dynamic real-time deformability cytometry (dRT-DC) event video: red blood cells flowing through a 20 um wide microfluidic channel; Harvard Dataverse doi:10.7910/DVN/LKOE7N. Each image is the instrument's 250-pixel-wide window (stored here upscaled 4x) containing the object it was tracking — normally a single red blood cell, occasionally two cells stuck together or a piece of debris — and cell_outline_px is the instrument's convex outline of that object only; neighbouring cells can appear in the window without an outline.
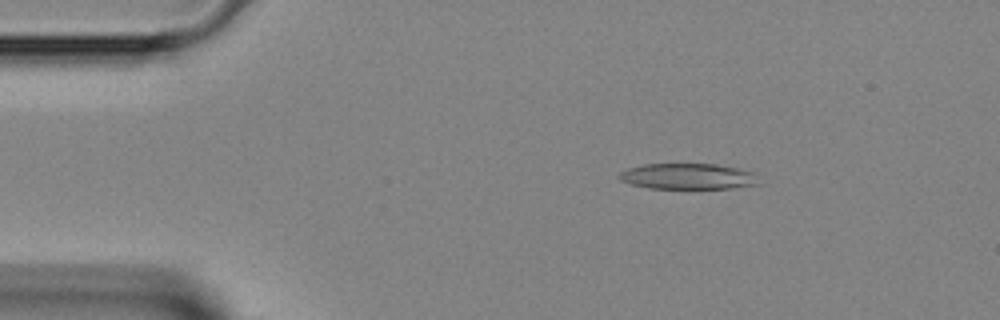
{"species": "Egyptian fruit bat (a non-hibernating species)", "species_latin": "Rousettus aegyptiacus", "temperature_condition": "room temperature", "stored_images_in_passage": 44, "camera_frame_rate_fps": 3000, "um_per_image_px": 0.085, "animal": {"sex": "female"}, "frame": {"image": 1, "passage_image": 7, "time_ms": 2.0, "image_size_px": [1000, 320], "cell_outline_px": [[760, 184], [732, 188], [648, 188], [632, 184], [620, 180], [620, 172], [628, 168], [644, 164], [716, 164], [756, 172]], "centroid_in_image_um": [58.52, 14.99], "position_along_channel_um": 26.5, "area_um2": 20.98}}
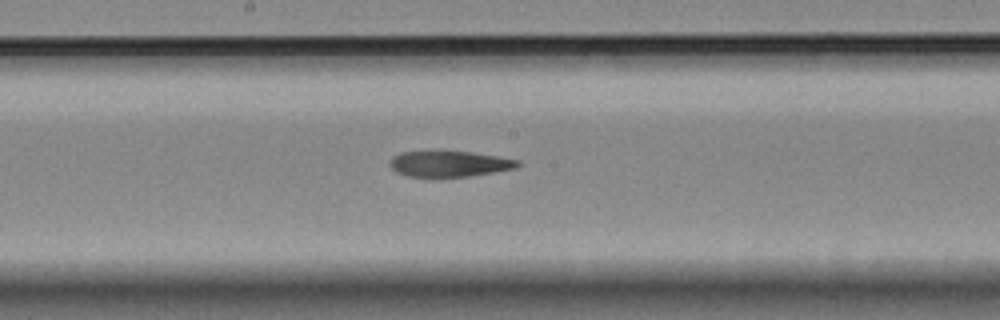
{"frame": {"image": 2, "passage_image": 23, "time_ms": 7.333, "image_size_px": [1000, 320], "cell_outline_px": [[524, 164], [516, 168], [472, 176], [408, 176], [396, 172], [388, 164], [392, 156], [400, 152], [468, 152], [496, 156], [520, 160]], "centroid_in_image_um": [38.22, 13.93], "position_along_channel_um": 210.0, "area_um2": 19.02}}
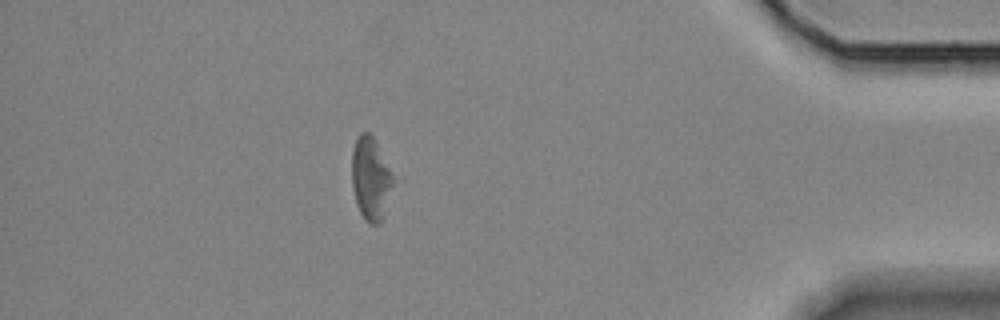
{"frame": {"image": 3, "passage_image": 39, "time_ms": 12.667, "image_size_px": [1000, 320], "cell_outline_px": [[404, 180], [380, 224], [372, 224], [364, 220], [356, 204], [352, 184], [352, 152], [356, 140], [360, 132], [368, 132], [372, 136]], "centroid_in_image_um": [31.72, 15.22], "position_along_channel_um": 403.5, "area_um2": 22.48}}